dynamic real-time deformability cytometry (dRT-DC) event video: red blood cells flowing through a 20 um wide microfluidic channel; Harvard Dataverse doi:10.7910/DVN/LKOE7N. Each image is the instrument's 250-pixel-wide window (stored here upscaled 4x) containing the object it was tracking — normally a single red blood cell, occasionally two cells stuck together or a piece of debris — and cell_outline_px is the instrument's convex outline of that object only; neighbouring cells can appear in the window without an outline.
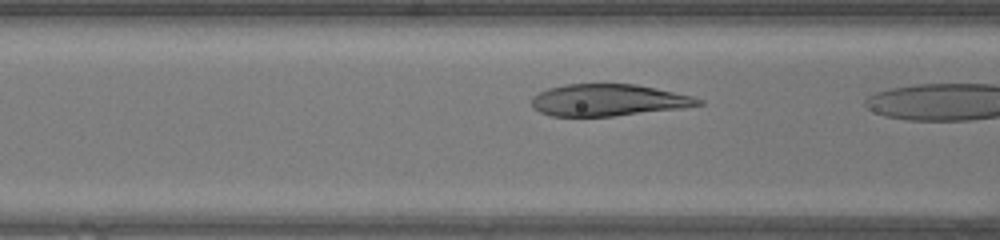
{"species": "human", "species_latin": "Homo sapiens", "temperature_condition": "warm", "stored_images_in_passage": 6, "camera_frame_rate_fps": 3000, "um_per_image_px": 0.085, "donor": {"sex": "female"}, "frame": {"image": 1, "passage_image": 5, "time_ms": 1.333, "image_size_px": [1000, 240], "cell_outline_px": [[704, 104], [684, 108], [612, 116], [552, 116], [540, 112], [532, 108], [532, 96], [548, 88], [564, 84], [636, 84], [656, 88], [692, 96], [704, 100]], "centroid_in_image_um": [51.71, 8.51], "position_along_channel_um": 114.9, "area_um2": 30.98}}